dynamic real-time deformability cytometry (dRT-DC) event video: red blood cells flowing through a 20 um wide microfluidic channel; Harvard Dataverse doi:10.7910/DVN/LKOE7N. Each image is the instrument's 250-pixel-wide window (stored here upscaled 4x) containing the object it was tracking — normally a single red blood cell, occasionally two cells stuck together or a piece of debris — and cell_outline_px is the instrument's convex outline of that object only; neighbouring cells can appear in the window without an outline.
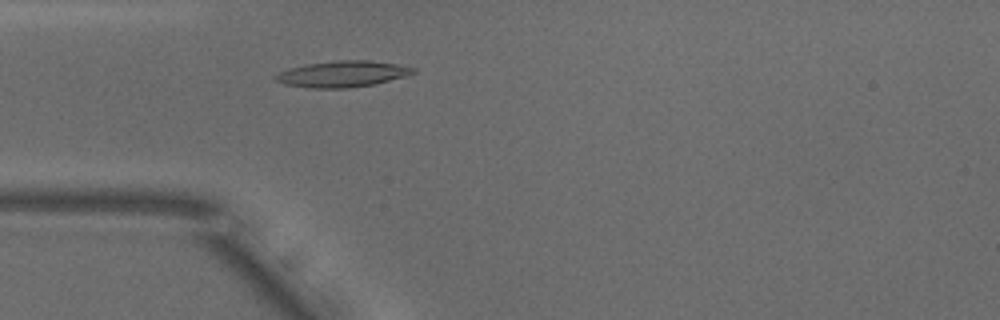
{"species": "common noctule bat (a hibernating species)", "species_latin": "Nyctalus noctula", "temperature_condition": "warm", "stored_images_in_passage": 41, "camera_frame_rate_fps": 3000, "um_per_image_px": 0.085, "animal": {"sex": "male", "body_mass_g": 18.8}, "frame": {"image": 1, "passage_image": 14, "time_ms": 4.333, "image_size_px": [1000, 320], "cell_outline_px": [[416, 72], [404, 76], [372, 84], [348, 88], [312, 88], [284, 84], [276, 80], [276, 76], [280, 72], [288, 68], [308, 64], [336, 60], [368, 60], [396, 64], [416, 68]], "centroid_in_image_um": [29.1, 6.28], "position_along_channel_um": 55.9, "area_um2": 20.63}}
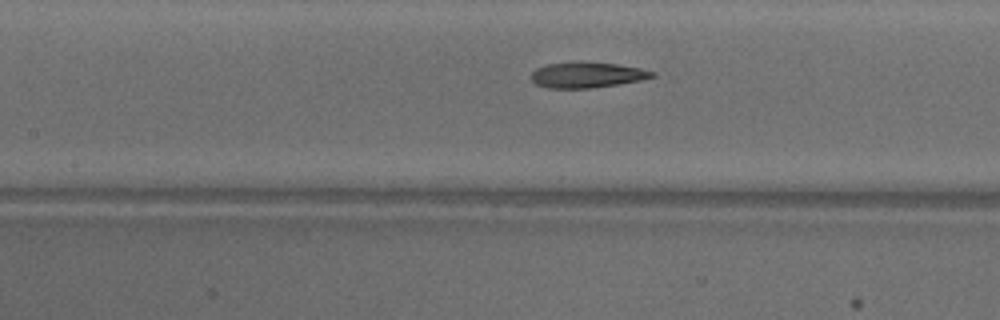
{"frame": {"image": 2, "passage_image": 22, "time_ms": 7.0, "image_size_px": [1000, 320], "cell_outline_px": [[656, 76], [640, 80], [592, 88], [544, 88], [536, 84], [532, 80], [532, 72], [536, 68], [544, 64], [572, 60], [584, 60], [616, 64], [640, 68], [656, 72]], "centroid_in_image_um": [49.85, 6.33], "position_along_channel_um": 157.6, "area_um2": 18.55}}
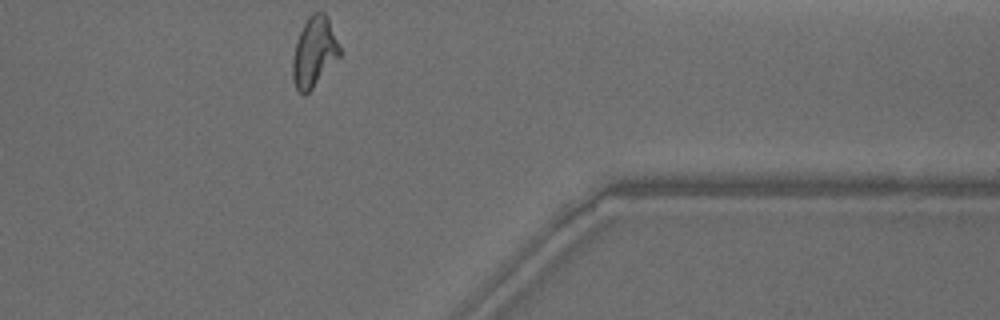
{"frame": {"image": 3, "passage_image": 41, "time_ms": 13.333, "image_size_px": [1000, 320], "cell_outline_px": [[340, 56], [312, 88], [304, 96], [296, 88], [292, 80], [292, 56], [300, 32], [308, 16], [312, 12], [324, 12], [328, 16], [340, 48]], "centroid_in_image_um": [26.69, 4.41], "position_along_channel_um": 384.7, "area_um2": 19.07}, "authors_computed_cell_mechanics": {"area_um2": 19.074, "velocity_mm_per_s": 3.8778, "shape_relaxation_time_tau1_ms": 6.3683, "shape_relaxation_time_tau2_ms": 1.7347, "deformation_change_tau1": 0.2185, "deformation_change_tau2": 0.0915}}